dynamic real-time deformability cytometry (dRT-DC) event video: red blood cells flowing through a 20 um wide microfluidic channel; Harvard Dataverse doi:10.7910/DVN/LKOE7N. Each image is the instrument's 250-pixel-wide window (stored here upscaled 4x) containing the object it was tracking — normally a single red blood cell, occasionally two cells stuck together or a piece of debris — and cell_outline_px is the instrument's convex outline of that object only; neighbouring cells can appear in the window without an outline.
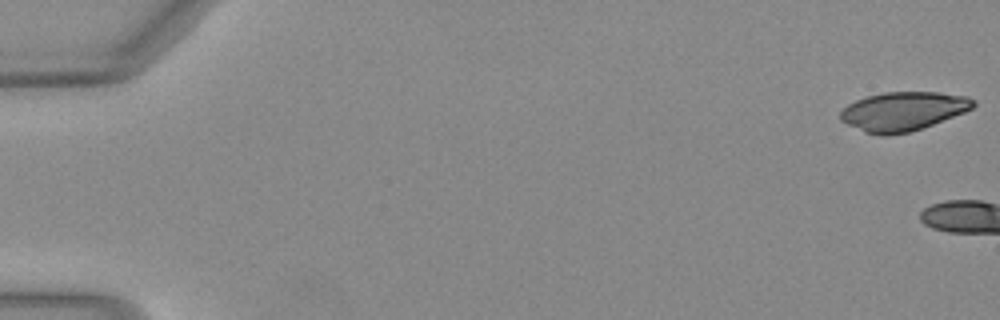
{"species": "Egyptian fruit bat (a non-hibernating species)", "species_latin": "Rousettus aegyptiacus", "temperature_condition": "warm", "stored_images_in_passage": 3, "camera_frame_rate_fps": 3000, "um_per_image_px": 0.085, "animal": {"sex": "female"}, "frame": {"image": 1, "passage_image": 1, "time_ms": 0.0, "image_size_px": [1000, 320], "cell_outline_px": [[976, 104], [972, 108], [964, 112], [924, 128], [908, 132], [888, 136], [880, 136], [864, 132], [840, 120], [840, 112], [848, 104], [856, 100], [868, 96], [884, 92], [940, 92], [968, 96], [976, 100]], "centroid_in_image_um": [76.78, 9.46], "position_along_channel_um": 8.2, "area_um2": 30.29}}